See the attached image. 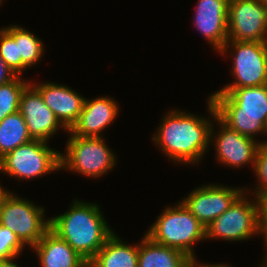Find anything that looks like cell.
I'll return each instance as SVG.
<instances>
[{
  "label": "cell",
  "instance_id": "cell-1",
  "mask_svg": "<svg viewBox=\"0 0 267 267\" xmlns=\"http://www.w3.org/2000/svg\"><path fill=\"white\" fill-rule=\"evenodd\" d=\"M206 117L184 110L170 109L153 133L152 141L168 161L176 164H199L210 149V130L217 116L212 98H207ZM212 119H210V118Z\"/></svg>",
  "mask_w": 267,
  "mask_h": 267
},
{
  "label": "cell",
  "instance_id": "cell-2",
  "mask_svg": "<svg viewBox=\"0 0 267 267\" xmlns=\"http://www.w3.org/2000/svg\"><path fill=\"white\" fill-rule=\"evenodd\" d=\"M72 200L65 213L50 218V229L89 263L114 231L98 203Z\"/></svg>",
  "mask_w": 267,
  "mask_h": 267
},
{
  "label": "cell",
  "instance_id": "cell-3",
  "mask_svg": "<svg viewBox=\"0 0 267 267\" xmlns=\"http://www.w3.org/2000/svg\"><path fill=\"white\" fill-rule=\"evenodd\" d=\"M209 96L214 102L217 116L231 129L254 140L258 135L266 136L267 85L219 88Z\"/></svg>",
  "mask_w": 267,
  "mask_h": 267
},
{
  "label": "cell",
  "instance_id": "cell-4",
  "mask_svg": "<svg viewBox=\"0 0 267 267\" xmlns=\"http://www.w3.org/2000/svg\"><path fill=\"white\" fill-rule=\"evenodd\" d=\"M146 235L158 244L177 249L190 259H195L194 244L206 240V228L179 201L158 215Z\"/></svg>",
  "mask_w": 267,
  "mask_h": 267
},
{
  "label": "cell",
  "instance_id": "cell-5",
  "mask_svg": "<svg viewBox=\"0 0 267 267\" xmlns=\"http://www.w3.org/2000/svg\"><path fill=\"white\" fill-rule=\"evenodd\" d=\"M66 140L65 153L61 151V170L72 171L82 176L101 178L112 172L117 165V157L108 147L103 137L74 136L69 131Z\"/></svg>",
  "mask_w": 267,
  "mask_h": 267
},
{
  "label": "cell",
  "instance_id": "cell-6",
  "mask_svg": "<svg viewBox=\"0 0 267 267\" xmlns=\"http://www.w3.org/2000/svg\"><path fill=\"white\" fill-rule=\"evenodd\" d=\"M34 201L8 191L0 203V225L14 232L29 249L34 247L50 229L45 208Z\"/></svg>",
  "mask_w": 267,
  "mask_h": 267
},
{
  "label": "cell",
  "instance_id": "cell-7",
  "mask_svg": "<svg viewBox=\"0 0 267 267\" xmlns=\"http://www.w3.org/2000/svg\"><path fill=\"white\" fill-rule=\"evenodd\" d=\"M48 144L49 142L32 140L15 148L0 159V173L17 181H27L60 171L61 152Z\"/></svg>",
  "mask_w": 267,
  "mask_h": 267
},
{
  "label": "cell",
  "instance_id": "cell-8",
  "mask_svg": "<svg viewBox=\"0 0 267 267\" xmlns=\"http://www.w3.org/2000/svg\"><path fill=\"white\" fill-rule=\"evenodd\" d=\"M228 52L235 80L222 88L267 85V42L227 40L219 54L224 57Z\"/></svg>",
  "mask_w": 267,
  "mask_h": 267
},
{
  "label": "cell",
  "instance_id": "cell-9",
  "mask_svg": "<svg viewBox=\"0 0 267 267\" xmlns=\"http://www.w3.org/2000/svg\"><path fill=\"white\" fill-rule=\"evenodd\" d=\"M249 195V196H247ZM244 191L219 217L206 227V241L221 239L239 242L260 236L258 228L257 203ZM249 198V199H248Z\"/></svg>",
  "mask_w": 267,
  "mask_h": 267
},
{
  "label": "cell",
  "instance_id": "cell-10",
  "mask_svg": "<svg viewBox=\"0 0 267 267\" xmlns=\"http://www.w3.org/2000/svg\"><path fill=\"white\" fill-rule=\"evenodd\" d=\"M209 143H213L217 163L233 169L247 167L249 164L254 169L261 141L239 134L216 116L211 126Z\"/></svg>",
  "mask_w": 267,
  "mask_h": 267
},
{
  "label": "cell",
  "instance_id": "cell-11",
  "mask_svg": "<svg viewBox=\"0 0 267 267\" xmlns=\"http://www.w3.org/2000/svg\"><path fill=\"white\" fill-rule=\"evenodd\" d=\"M245 188L229 187L221 183L202 184V186L195 187L180 201L206 228L214 219L229 209Z\"/></svg>",
  "mask_w": 267,
  "mask_h": 267
},
{
  "label": "cell",
  "instance_id": "cell-12",
  "mask_svg": "<svg viewBox=\"0 0 267 267\" xmlns=\"http://www.w3.org/2000/svg\"><path fill=\"white\" fill-rule=\"evenodd\" d=\"M227 40L267 42V8L258 0H229Z\"/></svg>",
  "mask_w": 267,
  "mask_h": 267
},
{
  "label": "cell",
  "instance_id": "cell-13",
  "mask_svg": "<svg viewBox=\"0 0 267 267\" xmlns=\"http://www.w3.org/2000/svg\"><path fill=\"white\" fill-rule=\"evenodd\" d=\"M19 112L23 116L33 140L48 142L59 129L68 132L53 111L46 106L40 92L31 83L22 91Z\"/></svg>",
  "mask_w": 267,
  "mask_h": 267
},
{
  "label": "cell",
  "instance_id": "cell-14",
  "mask_svg": "<svg viewBox=\"0 0 267 267\" xmlns=\"http://www.w3.org/2000/svg\"><path fill=\"white\" fill-rule=\"evenodd\" d=\"M229 0H198L193 16L197 31L216 53L223 48L228 33Z\"/></svg>",
  "mask_w": 267,
  "mask_h": 267
},
{
  "label": "cell",
  "instance_id": "cell-15",
  "mask_svg": "<svg viewBox=\"0 0 267 267\" xmlns=\"http://www.w3.org/2000/svg\"><path fill=\"white\" fill-rule=\"evenodd\" d=\"M30 83L40 92L46 106L53 111L60 123L69 131L77 122L85 98L67 85L42 82Z\"/></svg>",
  "mask_w": 267,
  "mask_h": 267
},
{
  "label": "cell",
  "instance_id": "cell-16",
  "mask_svg": "<svg viewBox=\"0 0 267 267\" xmlns=\"http://www.w3.org/2000/svg\"><path fill=\"white\" fill-rule=\"evenodd\" d=\"M119 106L117 101L109 96L85 98L79 118L69 132L74 136L103 137V131L118 117Z\"/></svg>",
  "mask_w": 267,
  "mask_h": 267
},
{
  "label": "cell",
  "instance_id": "cell-17",
  "mask_svg": "<svg viewBox=\"0 0 267 267\" xmlns=\"http://www.w3.org/2000/svg\"><path fill=\"white\" fill-rule=\"evenodd\" d=\"M31 249L36 253L40 267H84L88 263L51 229Z\"/></svg>",
  "mask_w": 267,
  "mask_h": 267
},
{
  "label": "cell",
  "instance_id": "cell-18",
  "mask_svg": "<svg viewBox=\"0 0 267 267\" xmlns=\"http://www.w3.org/2000/svg\"><path fill=\"white\" fill-rule=\"evenodd\" d=\"M183 252L154 242L146 234L138 243V267H189Z\"/></svg>",
  "mask_w": 267,
  "mask_h": 267
},
{
  "label": "cell",
  "instance_id": "cell-19",
  "mask_svg": "<svg viewBox=\"0 0 267 267\" xmlns=\"http://www.w3.org/2000/svg\"><path fill=\"white\" fill-rule=\"evenodd\" d=\"M89 263L93 267H138V243L127 244L114 232Z\"/></svg>",
  "mask_w": 267,
  "mask_h": 267
},
{
  "label": "cell",
  "instance_id": "cell-20",
  "mask_svg": "<svg viewBox=\"0 0 267 267\" xmlns=\"http://www.w3.org/2000/svg\"><path fill=\"white\" fill-rule=\"evenodd\" d=\"M32 140L26 122L19 111L6 116L0 122V159L20 145Z\"/></svg>",
  "mask_w": 267,
  "mask_h": 267
},
{
  "label": "cell",
  "instance_id": "cell-21",
  "mask_svg": "<svg viewBox=\"0 0 267 267\" xmlns=\"http://www.w3.org/2000/svg\"><path fill=\"white\" fill-rule=\"evenodd\" d=\"M18 43L19 56L22 62L28 67H35L45 55V46L43 40L37 37L33 32L28 31L19 24H12L3 27Z\"/></svg>",
  "mask_w": 267,
  "mask_h": 267
},
{
  "label": "cell",
  "instance_id": "cell-22",
  "mask_svg": "<svg viewBox=\"0 0 267 267\" xmlns=\"http://www.w3.org/2000/svg\"><path fill=\"white\" fill-rule=\"evenodd\" d=\"M29 83L28 79L16 76L10 82L0 85V122L19 111L20 96Z\"/></svg>",
  "mask_w": 267,
  "mask_h": 267
},
{
  "label": "cell",
  "instance_id": "cell-23",
  "mask_svg": "<svg viewBox=\"0 0 267 267\" xmlns=\"http://www.w3.org/2000/svg\"><path fill=\"white\" fill-rule=\"evenodd\" d=\"M0 57L17 76L29 69L19 56L18 43L3 26L0 28Z\"/></svg>",
  "mask_w": 267,
  "mask_h": 267
},
{
  "label": "cell",
  "instance_id": "cell-24",
  "mask_svg": "<svg viewBox=\"0 0 267 267\" xmlns=\"http://www.w3.org/2000/svg\"><path fill=\"white\" fill-rule=\"evenodd\" d=\"M27 248L10 229L0 225V260L20 256Z\"/></svg>",
  "mask_w": 267,
  "mask_h": 267
},
{
  "label": "cell",
  "instance_id": "cell-25",
  "mask_svg": "<svg viewBox=\"0 0 267 267\" xmlns=\"http://www.w3.org/2000/svg\"><path fill=\"white\" fill-rule=\"evenodd\" d=\"M254 175L256 176V187L251 192L250 188L245 189L247 193L260 194L267 192V152L259 146L254 165Z\"/></svg>",
  "mask_w": 267,
  "mask_h": 267
},
{
  "label": "cell",
  "instance_id": "cell-26",
  "mask_svg": "<svg viewBox=\"0 0 267 267\" xmlns=\"http://www.w3.org/2000/svg\"><path fill=\"white\" fill-rule=\"evenodd\" d=\"M257 203L258 228L263 237L264 247L267 248V192L252 194Z\"/></svg>",
  "mask_w": 267,
  "mask_h": 267
},
{
  "label": "cell",
  "instance_id": "cell-27",
  "mask_svg": "<svg viewBox=\"0 0 267 267\" xmlns=\"http://www.w3.org/2000/svg\"><path fill=\"white\" fill-rule=\"evenodd\" d=\"M17 75L6 65L0 57V85L13 80Z\"/></svg>",
  "mask_w": 267,
  "mask_h": 267
},
{
  "label": "cell",
  "instance_id": "cell-28",
  "mask_svg": "<svg viewBox=\"0 0 267 267\" xmlns=\"http://www.w3.org/2000/svg\"><path fill=\"white\" fill-rule=\"evenodd\" d=\"M189 267H232L231 265H228V264H223L222 263H215V264H210L209 263H201L199 261H197V259H191L190 260V266Z\"/></svg>",
  "mask_w": 267,
  "mask_h": 267
},
{
  "label": "cell",
  "instance_id": "cell-29",
  "mask_svg": "<svg viewBox=\"0 0 267 267\" xmlns=\"http://www.w3.org/2000/svg\"><path fill=\"white\" fill-rule=\"evenodd\" d=\"M16 258H19V256L12 257V258L5 259V260H0V267H21L20 265L15 263L14 259Z\"/></svg>",
  "mask_w": 267,
  "mask_h": 267
},
{
  "label": "cell",
  "instance_id": "cell-30",
  "mask_svg": "<svg viewBox=\"0 0 267 267\" xmlns=\"http://www.w3.org/2000/svg\"><path fill=\"white\" fill-rule=\"evenodd\" d=\"M264 251H266V254L264 255L263 260H261V264L259 263V267H267V248Z\"/></svg>",
  "mask_w": 267,
  "mask_h": 267
},
{
  "label": "cell",
  "instance_id": "cell-31",
  "mask_svg": "<svg viewBox=\"0 0 267 267\" xmlns=\"http://www.w3.org/2000/svg\"><path fill=\"white\" fill-rule=\"evenodd\" d=\"M9 191V189H4L2 185L0 184V203L2 201L3 196Z\"/></svg>",
  "mask_w": 267,
  "mask_h": 267
},
{
  "label": "cell",
  "instance_id": "cell-32",
  "mask_svg": "<svg viewBox=\"0 0 267 267\" xmlns=\"http://www.w3.org/2000/svg\"><path fill=\"white\" fill-rule=\"evenodd\" d=\"M260 146L267 152V139L261 141Z\"/></svg>",
  "mask_w": 267,
  "mask_h": 267
},
{
  "label": "cell",
  "instance_id": "cell-33",
  "mask_svg": "<svg viewBox=\"0 0 267 267\" xmlns=\"http://www.w3.org/2000/svg\"><path fill=\"white\" fill-rule=\"evenodd\" d=\"M267 8V0H258Z\"/></svg>",
  "mask_w": 267,
  "mask_h": 267
},
{
  "label": "cell",
  "instance_id": "cell-34",
  "mask_svg": "<svg viewBox=\"0 0 267 267\" xmlns=\"http://www.w3.org/2000/svg\"><path fill=\"white\" fill-rule=\"evenodd\" d=\"M265 130H266V136H267V119H266V122H265Z\"/></svg>",
  "mask_w": 267,
  "mask_h": 267
},
{
  "label": "cell",
  "instance_id": "cell-35",
  "mask_svg": "<svg viewBox=\"0 0 267 267\" xmlns=\"http://www.w3.org/2000/svg\"><path fill=\"white\" fill-rule=\"evenodd\" d=\"M84 267H93L90 263H87Z\"/></svg>",
  "mask_w": 267,
  "mask_h": 267
}]
</instances>
